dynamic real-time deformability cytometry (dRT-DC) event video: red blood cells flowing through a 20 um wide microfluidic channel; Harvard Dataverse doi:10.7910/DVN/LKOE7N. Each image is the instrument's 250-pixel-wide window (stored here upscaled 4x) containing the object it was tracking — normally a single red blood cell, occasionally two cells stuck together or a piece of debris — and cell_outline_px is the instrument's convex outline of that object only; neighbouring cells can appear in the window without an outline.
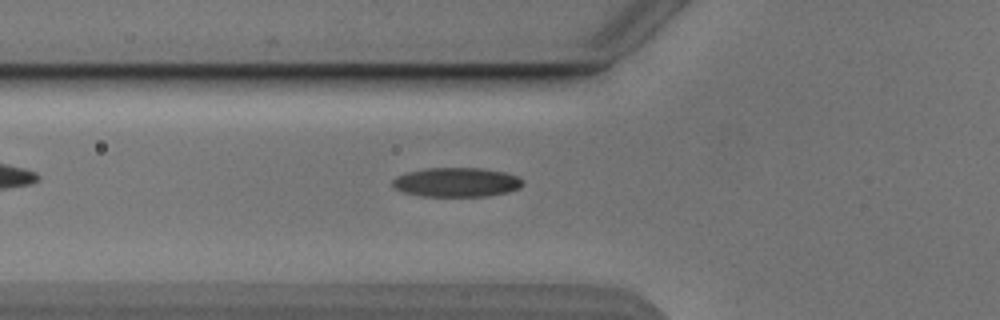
{"species": "Egyptian fruit bat (a non-hibernating species)", "species_latin": "Rousettus aegyptiacus", "temperature_condition": "cold", "stored_images_in_passage": 40, "camera_frame_rate_fps": 3000, "um_per_image_px": 0.085, "animal": {"sex": "male"}, "frame": {"image": 1, "passage_image": 9, "time_ms": 2.667, "image_size_px": [1000, 320], "cell_outline_px": [[524, 184], [520, 188], [508, 192], [488, 196], [420, 196], [404, 192], [396, 188], [392, 184], [392, 180], [396, 176], [408, 172], [424, 168], [480, 168], [504, 172], [516, 176], [524, 180]], "centroid_in_image_um": [38.82, 15.49], "position_along_channel_um": 87.0, "area_um2": 22.25}}
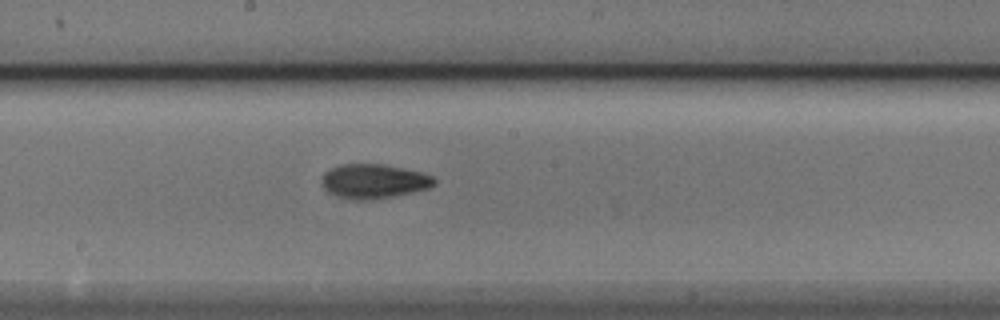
{"frame": {"image": 2, "passage_image": 19, "time_ms": 6.0, "image_size_px": [1000, 320], "cell_outline_px": [[436, 184], [428, 188], [412, 192], [392, 196], [368, 200], [352, 200], [336, 196], [328, 192], [324, 188], [324, 172], [340, 164], [384, 164], [420, 172], [432, 176], [436, 180]], "centroid_in_image_um": [31.78, 15.41], "position_along_channel_um": 216.4, "area_um2": 22.31}}
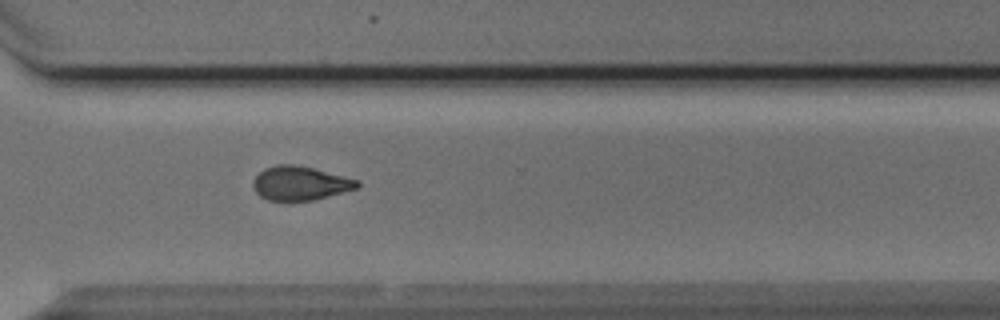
{"frame": {"image": 3, "passage_image": 29, "time_ms": 9.333, "image_size_px": [1000, 320], "cell_outline_px": [[360, 184], [356, 188], [312, 200], [268, 200], [260, 196], [256, 192], [252, 184], [256, 176], [264, 168], [276, 164], [296, 164], [360, 180]], "centroid_in_image_um": [25.49, 15.56], "position_along_channel_um": 345.1, "area_um2": 20.35}}